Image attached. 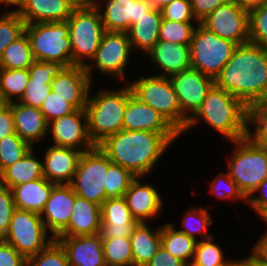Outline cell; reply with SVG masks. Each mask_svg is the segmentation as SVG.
<instances>
[{
  "label": "cell",
  "instance_id": "cell-1",
  "mask_svg": "<svg viewBox=\"0 0 267 266\" xmlns=\"http://www.w3.org/2000/svg\"><path fill=\"white\" fill-rule=\"evenodd\" d=\"M215 84L247 107L260 102L267 93V47L237 45Z\"/></svg>",
  "mask_w": 267,
  "mask_h": 266
},
{
  "label": "cell",
  "instance_id": "cell-2",
  "mask_svg": "<svg viewBox=\"0 0 267 266\" xmlns=\"http://www.w3.org/2000/svg\"><path fill=\"white\" fill-rule=\"evenodd\" d=\"M171 143L160 133L121 130L107 137L98 146L110 161L145 177L159 162Z\"/></svg>",
  "mask_w": 267,
  "mask_h": 266
},
{
  "label": "cell",
  "instance_id": "cell-3",
  "mask_svg": "<svg viewBox=\"0 0 267 266\" xmlns=\"http://www.w3.org/2000/svg\"><path fill=\"white\" fill-rule=\"evenodd\" d=\"M200 118L230 142L247 135V106L216 84L207 92L202 105L189 117L181 136L194 128Z\"/></svg>",
  "mask_w": 267,
  "mask_h": 266
},
{
  "label": "cell",
  "instance_id": "cell-4",
  "mask_svg": "<svg viewBox=\"0 0 267 266\" xmlns=\"http://www.w3.org/2000/svg\"><path fill=\"white\" fill-rule=\"evenodd\" d=\"M95 94L88 97L85 111L90 139L98 146L107 137L123 130L124 110L133 93L127 84L117 90L103 88Z\"/></svg>",
  "mask_w": 267,
  "mask_h": 266
},
{
  "label": "cell",
  "instance_id": "cell-5",
  "mask_svg": "<svg viewBox=\"0 0 267 266\" xmlns=\"http://www.w3.org/2000/svg\"><path fill=\"white\" fill-rule=\"evenodd\" d=\"M228 174L248 198L267 179V148L255 144L247 136L233 141Z\"/></svg>",
  "mask_w": 267,
  "mask_h": 266
},
{
  "label": "cell",
  "instance_id": "cell-6",
  "mask_svg": "<svg viewBox=\"0 0 267 266\" xmlns=\"http://www.w3.org/2000/svg\"><path fill=\"white\" fill-rule=\"evenodd\" d=\"M134 96L163 115L180 133L187 118L181 112L179 97L169 77L141 76L129 84Z\"/></svg>",
  "mask_w": 267,
  "mask_h": 266
},
{
  "label": "cell",
  "instance_id": "cell-7",
  "mask_svg": "<svg viewBox=\"0 0 267 266\" xmlns=\"http://www.w3.org/2000/svg\"><path fill=\"white\" fill-rule=\"evenodd\" d=\"M35 61H57L73 66L67 21L25 24Z\"/></svg>",
  "mask_w": 267,
  "mask_h": 266
},
{
  "label": "cell",
  "instance_id": "cell-8",
  "mask_svg": "<svg viewBox=\"0 0 267 266\" xmlns=\"http://www.w3.org/2000/svg\"><path fill=\"white\" fill-rule=\"evenodd\" d=\"M67 23L72 46V63L85 67L87 60L91 63L106 32L101 14L96 5L88 9L73 10Z\"/></svg>",
  "mask_w": 267,
  "mask_h": 266
},
{
  "label": "cell",
  "instance_id": "cell-9",
  "mask_svg": "<svg viewBox=\"0 0 267 266\" xmlns=\"http://www.w3.org/2000/svg\"><path fill=\"white\" fill-rule=\"evenodd\" d=\"M236 46L234 42L219 37L197 23L190 42L191 67L215 80Z\"/></svg>",
  "mask_w": 267,
  "mask_h": 266
},
{
  "label": "cell",
  "instance_id": "cell-10",
  "mask_svg": "<svg viewBox=\"0 0 267 266\" xmlns=\"http://www.w3.org/2000/svg\"><path fill=\"white\" fill-rule=\"evenodd\" d=\"M48 233L50 232L46 229L40 214L15 209L7 233L1 239L29 259L55 240V237Z\"/></svg>",
  "mask_w": 267,
  "mask_h": 266
},
{
  "label": "cell",
  "instance_id": "cell-11",
  "mask_svg": "<svg viewBox=\"0 0 267 266\" xmlns=\"http://www.w3.org/2000/svg\"><path fill=\"white\" fill-rule=\"evenodd\" d=\"M111 164L99 146L83 152L69 184L74 193L101 206L105 201L106 174Z\"/></svg>",
  "mask_w": 267,
  "mask_h": 266
},
{
  "label": "cell",
  "instance_id": "cell-12",
  "mask_svg": "<svg viewBox=\"0 0 267 266\" xmlns=\"http://www.w3.org/2000/svg\"><path fill=\"white\" fill-rule=\"evenodd\" d=\"M133 53L127 32H105L92 63L85 66V71L93 82V70L98 69L101 74L124 80L126 68Z\"/></svg>",
  "mask_w": 267,
  "mask_h": 266
},
{
  "label": "cell",
  "instance_id": "cell-13",
  "mask_svg": "<svg viewBox=\"0 0 267 266\" xmlns=\"http://www.w3.org/2000/svg\"><path fill=\"white\" fill-rule=\"evenodd\" d=\"M201 24L236 45L249 42V12L241 9L233 1L217 7Z\"/></svg>",
  "mask_w": 267,
  "mask_h": 266
},
{
  "label": "cell",
  "instance_id": "cell-14",
  "mask_svg": "<svg viewBox=\"0 0 267 266\" xmlns=\"http://www.w3.org/2000/svg\"><path fill=\"white\" fill-rule=\"evenodd\" d=\"M123 130L160 133L170 143H174L181 135L163 115L133 94L128 98L124 110Z\"/></svg>",
  "mask_w": 267,
  "mask_h": 266
},
{
  "label": "cell",
  "instance_id": "cell-15",
  "mask_svg": "<svg viewBox=\"0 0 267 266\" xmlns=\"http://www.w3.org/2000/svg\"><path fill=\"white\" fill-rule=\"evenodd\" d=\"M53 146L76 149L82 153L95 147L88 133L85 109H76L73 113L48 122Z\"/></svg>",
  "mask_w": 267,
  "mask_h": 266
},
{
  "label": "cell",
  "instance_id": "cell-16",
  "mask_svg": "<svg viewBox=\"0 0 267 266\" xmlns=\"http://www.w3.org/2000/svg\"><path fill=\"white\" fill-rule=\"evenodd\" d=\"M95 5L107 32H128L153 8L148 0H95Z\"/></svg>",
  "mask_w": 267,
  "mask_h": 266
},
{
  "label": "cell",
  "instance_id": "cell-17",
  "mask_svg": "<svg viewBox=\"0 0 267 266\" xmlns=\"http://www.w3.org/2000/svg\"><path fill=\"white\" fill-rule=\"evenodd\" d=\"M169 78L179 97L181 112L187 119L202 105L207 92L215 84L213 78L203 75L192 67L175 73Z\"/></svg>",
  "mask_w": 267,
  "mask_h": 266
},
{
  "label": "cell",
  "instance_id": "cell-18",
  "mask_svg": "<svg viewBox=\"0 0 267 266\" xmlns=\"http://www.w3.org/2000/svg\"><path fill=\"white\" fill-rule=\"evenodd\" d=\"M93 82L82 66L64 67L53 79L51 90L75 109H85Z\"/></svg>",
  "mask_w": 267,
  "mask_h": 266
},
{
  "label": "cell",
  "instance_id": "cell-19",
  "mask_svg": "<svg viewBox=\"0 0 267 266\" xmlns=\"http://www.w3.org/2000/svg\"><path fill=\"white\" fill-rule=\"evenodd\" d=\"M65 250L70 266H107L100 233L55 237Z\"/></svg>",
  "mask_w": 267,
  "mask_h": 266
},
{
  "label": "cell",
  "instance_id": "cell-20",
  "mask_svg": "<svg viewBox=\"0 0 267 266\" xmlns=\"http://www.w3.org/2000/svg\"><path fill=\"white\" fill-rule=\"evenodd\" d=\"M102 239L130 238L139 223L127 206L124 197L108 198L101 204Z\"/></svg>",
  "mask_w": 267,
  "mask_h": 266
},
{
  "label": "cell",
  "instance_id": "cell-21",
  "mask_svg": "<svg viewBox=\"0 0 267 266\" xmlns=\"http://www.w3.org/2000/svg\"><path fill=\"white\" fill-rule=\"evenodd\" d=\"M76 194L69 184L55 185L42 212L46 229L56 237L69 223Z\"/></svg>",
  "mask_w": 267,
  "mask_h": 266
},
{
  "label": "cell",
  "instance_id": "cell-22",
  "mask_svg": "<svg viewBox=\"0 0 267 266\" xmlns=\"http://www.w3.org/2000/svg\"><path fill=\"white\" fill-rule=\"evenodd\" d=\"M65 66L57 61H35L29 68V79L24 94L18 101L24 105L40 108L51 91L53 79Z\"/></svg>",
  "mask_w": 267,
  "mask_h": 266
},
{
  "label": "cell",
  "instance_id": "cell-23",
  "mask_svg": "<svg viewBox=\"0 0 267 266\" xmlns=\"http://www.w3.org/2000/svg\"><path fill=\"white\" fill-rule=\"evenodd\" d=\"M141 179L143 177H136L123 196L132 216L139 223L155 218L164 207V201L156 188L150 183L142 184Z\"/></svg>",
  "mask_w": 267,
  "mask_h": 266
},
{
  "label": "cell",
  "instance_id": "cell-24",
  "mask_svg": "<svg viewBox=\"0 0 267 266\" xmlns=\"http://www.w3.org/2000/svg\"><path fill=\"white\" fill-rule=\"evenodd\" d=\"M44 154L43 176L56 185L70 184L82 152L51 145L46 148Z\"/></svg>",
  "mask_w": 267,
  "mask_h": 266
},
{
  "label": "cell",
  "instance_id": "cell-25",
  "mask_svg": "<svg viewBox=\"0 0 267 266\" xmlns=\"http://www.w3.org/2000/svg\"><path fill=\"white\" fill-rule=\"evenodd\" d=\"M14 11L30 24L67 21L73 9L65 0H22Z\"/></svg>",
  "mask_w": 267,
  "mask_h": 266
},
{
  "label": "cell",
  "instance_id": "cell-26",
  "mask_svg": "<svg viewBox=\"0 0 267 266\" xmlns=\"http://www.w3.org/2000/svg\"><path fill=\"white\" fill-rule=\"evenodd\" d=\"M101 223V206L76 195L70 221L56 237L97 234Z\"/></svg>",
  "mask_w": 267,
  "mask_h": 266
},
{
  "label": "cell",
  "instance_id": "cell-27",
  "mask_svg": "<svg viewBox=\"0 0 267 266\" xmlns=\"http://www.w3.org/2000/svg\"><path fill=\"white\" fill-rule=\"evenodd\" d=\"M147 54L152 63L162 70L160 76L170 77L191 68L190 45L158 40Z\"/></svg>",
  "mask_w": 267,
  "mask_h": 266
},
{
  "label": "cell",
  "instance_id": "cell-28",
  "mask_svg": "<svg viewBox=\"0 0 267 266\" xmlns=\"http://www.w3.org/2000/svg\"><path fill=\"white\" fill-rule=\"evenodd\" d=\"M12 114L16 134L32 147L46 137L48 123L39 108L12 102Z\"/></svg>",
  "mask_w": 267,
  "mask_h": 266
},
{
  "label": "cell",
  "instance_id": "cell-29",
  "mask_svg": "<svg viewBox=\"0 0 267 266\" xmlns=\"http://www.w3.org/2000/svg\"><path fill=\"white\" fill-rule=\"evenodd\" d=\"M55 185L42 177L12 187L15 208L41 214Z\"/></svg>",
  "mask_w": 267,
  "mask_h": 266
},
{
  "label": "cell",
  "instance_id": "cell-30",
  "mask_svg": "<svg viewBox=\"0 0 267 266\" xmlns=\"http://www.w3.org/2000/svg\"><path fill=\"white\" fill-rule=\"evenodd\" d=\"M162 20V12L152 8L142 18L130 27L128 33L133 52L140 50L146 56L159 40V28ZM136 49V50H135Z\"/></svg>",
  "mask_w": 267,
  "mask_h": 266
},
{
  "label": "cell",
  "instance_id": "cell-31",
  "mask_svg": "<svg viewBox=\"0 0 267 266\" xmlns=\"http://www.w3.org/2000/svg\"><path fill=\"white\" fill-rule=\"evenodd\" d=\"M147 224L138 223L130 235L134 266H146L161 246V226L151 230Z\"/></svg>",
  "mask_w": 267,
  "mask_h": 266
},
{
  "label": "cell",
  "instance_id": "cell-32",
  "mask_svg": "<svg viewBox=\"0 0 267 266\" xmlns=\"http://www.w3.org/2000/svg\"><path fill=\"white\" fill-rule=\"evenodd\" d=\"M32 147L25 156L0 173V185L12 188L16 185L40 179L43 176L41 159H37Z\"/></svg>",
  "mask_w": 267,
  "mask_h": 266
},
{
  "label": "cell",
  "instance_id": "cell-33",
  "mask_svg": "<svg viewBox=\"0 0 267 266\" xmlns=\"http://www.w3.org/2000/svg\"><path fill=\"white\" fill-rule=\"evenodd\" d=\"M174 225L166 223L161 226V246L171 255L189 265L193 261L198 240L176 230Z\"/></svg>",
  "mask_w": 267,
  "mask_h": 266
},
{
  "label": "cell",
  "instance_id": "cell-34",
  "mask_svg": "<svg viewBox=\"0 0 267 266\" xmlns=\"http://www.w3.org/2000/svg\"><path fill=\"white\" fill-rule=\"evenodd\" d=\"M35 62L27 34L24 32L5 48L0 56V68L28 69Z\"/></svg>",
  "mask_w": 267,
  "mask_h": 266
},
{
  "label": "cell",
  "instance_id": "cell-35",
  "mask_svg": "<svg viewBox=\"0 0 267 266\" xmlns=\"http://www.w3.org/2000/svg\"><path fill=\"white\" fill-rule=\"evenodd\" d=\"M28 79V69L0 68V92L9 103L17 102L24 94Z\"/></svg>",
  "mask_w": 267,
  "mask_h": 266
},
{
  "label": "cell",
  "instance_id": "cell-36",
  "mask_svg": "<svg viewBox=\"0 0 267 266\" xmlns=\"http://www.w3.org/2000/svg\"><path fill=\"white\" fill-rule=\"evenodd\" d=\"M107 266H134L130 238L102 239Z\"/></svg>",
  "mask_w": 267,
  "mask_h": 266
},
{
  "label": "cell",
  "instance_id": "cell-37",
  "mask_svg": "<svg viewBox=\"0 0 267 266\" xmlns=\"http://www.w3.org/2000/svg\"><path fill=\"white\" fill-rule=\"evenodd\" d=\"M246 136L255 144L267 148V109L260 102L247 107Z\"/></svg>",
  "mask_w": 267,
  "mask_h": 266
},
{
  "label": "cell",
  "instance_id": "cell-38",
  "mask_svg": "<svg viewBox=\"0 0 267 266\" xmlns=\"http://www.w3.org/2000/svg\"><path fill=\"white\" fill-rule=\"evenodd\" d=\"M213 224L212 216L208 213L207 208L192 207L186 210L182 218L183 229L178 231L185 233L189 237L196 239L197 234H200L202 239L211 238L212 234H207V227Z\"/></svg>",
  "mask_w": 267,
  "mask_h": 266
},
{
  "label": "cell",
  "instance_id": "cell-39",
  "mask_svg": "<svg viewBox=\"0 0 267 266\" xmlns=\"http://www.w3.org/2000/svg\"><path fill=\"white\" fill-rule=\"evenodd\" d=\"M213 238L212 236L211 238L197 241L194 258L189 265L215 266L220 264H236L238 260L229 261L225 258L221 246L214 242Z\"/></svg>",
  "mask_w": 267,
  "mask_h": 266
},
{
  "label": "cell",
  "instance_id": "cell-40",
  "mask_svg": "<svg viewBox=\"0 0 267 266\" xmlns=\"http://www.w3.org/2000/svg\"><path fill=\"white\" fill-rule=\"evenodd\" d=\"M135 178L128 169L112 163L106 174L105 200L123 197Z\"/></svg>",
  "mask_w": 267,
  "mask_h": 266
},
{
  "label": "cell",
  "instance_id": "cell-41",
  "mask_svg": "<svg viewBox=\"0 0 267 266\" xmlns=\"http://www.w3.org/2000/svg\"><path fill=\"white\" fill-rule=\"evenodd\" d=\"M32 146L17 134H9L0 140V173L22 159Z\"/></svg>",
  "mask_w": 267,
  "mask_h": 266
},
{
  "label": "cell",
  "instance_id": "cell-42",
  "mask_svg": "<svg viewBox=\"0 0 267 266\" xmlns=\"http://www.w3.org/2000/svg\"><path fill=\"white\" fill-rule=\"evenodd\" d=\"M193 22H176L162 18L159 28V40L190 45L197 24Z\"/></svg>",
  "mask_w": 267,
  "mask_h": 266
},
{
  "label": "cell",
  "instance_id": "cell-43",
  "mask_svg": "<svg viewBox=\"0 0 267 266\" xmlns=\"http://www.w3.org/2000/svg\"><path fill=\"white\" fill-rule=\"evenodd\" d=\"M25 21L12 9L0 16V56L5 48L24 33Z\"/></svg>",
  "mask_w": 267,
  "mask_h": 266
},
{
  "label": "cell",
  "instance_id": "cell-44",
  "mask_svg": "<svg viewBox=\"0 0 267 266\" xmlns=\"http://www.w3.org/2000/svg\"><path fill=\"white\" fill-rule=\"evenodd\" d=\"M249 42L267 47V0L249 12Z\"/></svg>",
  "mask_w": 267,
  "mask_h": 266
},
{
  "label": "cell",
  "instance_id": "cell-45",
  "mask_svg": "<svg viewBox=\"0 0 267 266\" xmlns=\"http://www.w3.org/2000/svg\"><path fill=\"white\" fill-rule=\"evenodd\" d=\"M27 266H70L65 250L54 240L46 249L27 259Z\"/></svg>",
  "mask_w": 267,
  "mask_h": 266
},
{
  "label": "cell",
  "instance_id": "cell-46",
  "mask_svg": "<svg viewBox=\"0 0 267 266\" xmlns=\"http://www.w3.org/2000/svg\"><path fill=\"white\" fill-rule=\"evenodd\" d=\"M210 194L215 195L217 199H232L234 200H243L247 203V198L239 190L237 184L231 179L228 172L218 174L210 186Z\"/></svg>",
  "mask_w": 267,
  "mask_h": 266
},
{
  "label": "cell",
  "instance_id": "cell-47",
  "mask_svg": "<svg viewBox=\"0 0 267 266\" xmlns=\"http://www.w3.org/2000/svg\"><path fill=\"white\" fill-rule=\"evenodd\" d=\"M48 122L73 113L76 109L52 90L39 108Z\"/></svg>",
  "mask_w": 267,
  "mask_h": 266
},
{
  "label": "cell",
  "instance_id": "cell-48",
  "mask_svg": "<svg viewBox=\"0 0 267 266\" xmlns=\"http://www.w3.org/2000/svg\"><path fill=\"white\" fill-rule=\"evenodd\" d=\"M161 12L165 20L198 23L192 13L190 0H174L162 8Z\"/></svg>",
  "mask_w": 267,
  "mask_h": 266
},
{
  "label": "cell",
  "instance_id": "cell-49",
  "mask_svg": "<svg viewBox=\"0 0 267 266\" xmlns=\"http://www.w3.org/2000/svg\"><path fill=\"white\" fill-rule=\"evenodd\" d=\"M15 209L11 189L0 185V239L7 233Z\"/></svg>",
  "mask_w": 267,
  "mask_h": 266
},
{
  "label": "cell",
  "instance_id": "cell-50",
  "mask_svg": "<svg viewBox=\"0 0 267 266\" xmlns=\"http://www.w3.org/2000/svg\"><path fill=\"white\" fill-rule=\"evenodd\" d=\"M0 266H27V259L11 244L0 239Z\"/></svg>",
  "mask_w": 267,
  "mask_h": 266
},
{
  "label": "cell",
  "instance_id": "cell-51",
  "mask_svg": "<svg viewBox=\"0 0 267 266\" xmlns=\"http://www.w3.org/2000/svg\"><path fill=\"white\" fill-rule=\"evenodd\" d=\"M231 0H190L192 13L198 23H201L217 7Z\"/></svg>",
  "mask_w": 267,
  "mask_h": 266
},
{
  "label": "cell",
  "instance_id": "cell-52",
  "mask_svg": "<svg viewBox=\"0 0 267 266\" xmlns=\"http://www.w3.org/2000/svg\"><path fill=\"white\" fill-rule=\"evenodd\" d=\"M256 192L259 195L256 194ZM246 204L249 205V207L251 206L258 216L267 210V179H265L247 198Z\"/></svg>",
  "mask_w": 267,
  "mask_h": 266
},
{
  "label": "cell",
  "instance_id": "cell-53",
  "mask_svg": "<svg viewBox=\"0 0 267 266\" xmlns=\"http://www.w3.org/2000/svg\"><path fill=\"white\" fill-rule=\"evenodd\" d=\"M146 266H188V264L174 257L163 246H160Z\"/></svg>",
  "mask_w": 267,
  "mask_h": 266
},
{
  "label": "cell",
  "instance_id": "cell-54",
  "mask_svg": "<svg viewBox=\"0 0 267 266\" xmlns=\"http://www.w3.org/2000/svg\"><path fill=\"white\" fill-rule=\"evenodd\" d=\"M9 134H16L12 114V103L0 113V140Z\"/></svg>",
  "mask_w": 267,
  "mask_h": 266
},
{
  "label": "cell",
  "instance_id": "cell-55",
  "mask_svg": "<svg viewBox=\"0 0 267 266\" xmlns=\"http://www.w3.org/2000/svg\"><path fill=\"white\" fill-rule=\"evenodd\" d=\"M251 251L260 261L267 263V231L261 235Z\"/></svg>",
  "mask_w": 267,
  "mask_h": 266
},
{
  "label": "cell",
  "instance_id": "cell-56",
  "mask_svg": "<svg viewBox=\"0 0 267 266\" xmlns=\"http://www.w3.org/2000/svg\"><path fill=\"white\" fill-rule=\"evenodd\" d=\"M248 12L258 8L265 0H231Z\"/></svg>",
  "mask_w": 267,
  "mask_h": 266
},
{
  "label": "cell",
  "instance_id": "cell-57",
  "mask_svg": "<svg viewBox=\"0 0 267 266\" xmlns=\"http://www.w3.org/2000/svg\"><path fill=\"white\" fill-rule=\"evenodd\" d=\"M73 10L88 9L95 6V0H65Z\"/></svg>",
  "mask_w": 267,
  "mask_h": 266
},
{
  "label": "cell",
  "instance_id": "cell-58",
  "mask_svg": "<svg viewBox=\"0 0 267 266\" xmlns=\"http://www.w3.org/2000/svg\"><path fill=\"white\" fill-rule=\"evenodd\" d=\"M153 8L161 10L168 3H171L174 0H148Z\"/></svg>",
  "mask_w": 267,
  "mask_h": 266
},
{
  "label": "cell",
  "instance_id": "cell-59",
  "mask_svg": "<svg viewBox=\"0 0 267 266\" xmlns=\"http://www.w3.org/2000/svg\"><path fill=\"white\" fill-rule=\"evenodd\" d=\"M254 266H267L266 262L260 261L253 253L246 257Z\"/></svg>",
  "mask_w": 267,
  "mask_h": 266
},
{
  "label": "cell",
  "instance_id": "cell-60",
  "mask_svg": "<svg viewBox=\"0 0 267 266\" xmlns=\"http://www.w3.org/2000/svg\"><path fill=\"white\" fill-rule=\"evenodd\" d=\"M21 1H22V0H0V5H1V3H2V4L4 3L5 7H6V6L11 7L12 5H13V7H14V6L17 7L18 4H19Z\"/></svg>",
  "mask_w": 267,
  "mask_h": 266
},
{
  "label": "cell",
  "instance_id": "cell-61",
  "mask_svg": "<svg viewBox=\"0 0 267 266\" xmlns=\"http://www.w3.org/2000/svg\"><path fill=\"white\" fill-rule=\"evenodd\" d=\"M9 106V102L4 97V95L0 92V113Z\"/></svg>",
  "mask_w": 267,
  "mask_h": 266
},
{
  "label": "cell",
  "instance_id": "cell-62",
  "mask_svg": "<svg viewBox=\"0 0 267 266\" xmlns=\"http://www.w3.org/2000/svg\"><path fill=\"white\" fill-rule=\"evenodd\" d=\"M235 266H254L247 258L239 259Z\"/></svg>",
  "mask_w": 267,
  "mask_h": 266
},
{
  "label": "cell",
  "instance_id": "cell-63",
  "mask_svg": "<svg viewBox=\"0 0 267 266\" xmlns=\"http://www.w3.org/2000/svg\"><path fill=\"white\" fill-rule=\"evenodd\" d=\"M259 217L267 224V210L264 211Z\"/></svg>",
  "mask_w": 267,
  "mask_h": 266
},
{
  "label": "cell",
  "instance_id": "cell-64",
  "mask_svg": "<svg viewBox=\"0 0 267 266\" xmlns=\"http://www.w3.org/2000/svg\"><path fill=\"white\" fill-rule=\"evenodd\" d=\"M260 103L267 109V93L264 98L260 101Z\"/></svg>",
  "mask_w": 267,
  "mask_h": 266
},
{
  "label": "cell",
  "instance_id": "cell-65",
  "mask_svg": "<svg viewBox=\"0 0 267 266\" xmlns=\"http://www.w3.org/2000/svg\"><path fill=\"white\" fill-rule=\"evenodd\" d=\"M188 266H205V265H188ZM215 266H235V264H220Z\"/></svg>",
  "mask_w": 267,
  "mask_h": 266
}]
</instances>
